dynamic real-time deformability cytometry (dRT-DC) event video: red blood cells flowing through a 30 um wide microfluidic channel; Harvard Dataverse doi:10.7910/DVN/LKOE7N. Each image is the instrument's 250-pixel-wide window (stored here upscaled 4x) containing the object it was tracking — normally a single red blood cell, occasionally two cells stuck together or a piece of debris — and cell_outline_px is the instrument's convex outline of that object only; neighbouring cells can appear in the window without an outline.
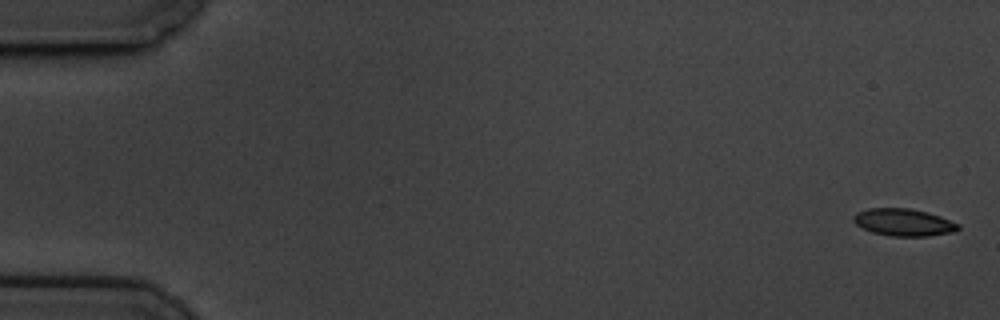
{"species": "common noctule bat (a hibernating species)", "species_latin": "Nyctalus noctula", "temperature_condition": "cold", "stored_images_in_passage": 5, "camera_frame_rate_fps": 3000, "um_per_image_px": 0.085, "animal": {"sex": "male", "body_mass_g": 19.5, "forearm_length_mm": 54.6}, "frame": {"image": 1, "passage_image": 1, "time_ms": 0.0, "image_size_px": [1000, 320], "cell_outline_px": [[960, 228], [956, 232], [928, 236], [892, 236], [872, 232], [856, 224], [852, 220], [852, 216], [856, 212], [868, 208], [908, 208], [928, 212], [940, 216], [960, 224]], "centroid_in_image_um": [76.82, 18.89], "position_along_channel_um": 8.2, "area_um2": 16.76}}